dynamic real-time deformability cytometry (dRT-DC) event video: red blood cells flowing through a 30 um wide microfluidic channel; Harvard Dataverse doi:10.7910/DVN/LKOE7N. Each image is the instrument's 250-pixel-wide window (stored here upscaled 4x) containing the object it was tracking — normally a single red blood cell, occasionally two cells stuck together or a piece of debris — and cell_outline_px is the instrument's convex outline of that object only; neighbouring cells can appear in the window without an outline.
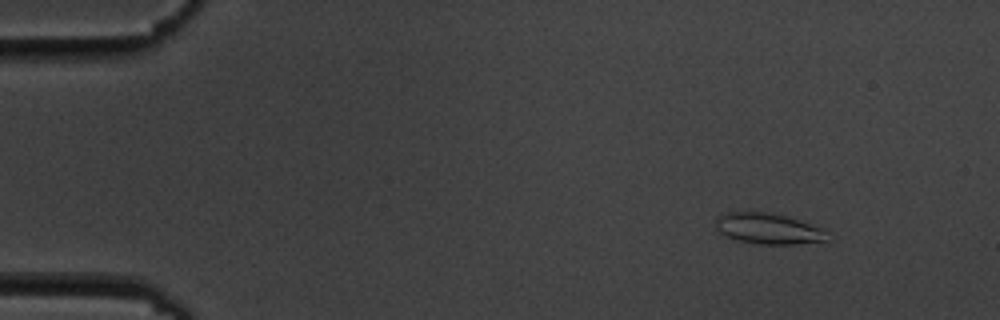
{"species": "common noctule bat (a hibernating species)", "species_latin": "Nyctalus noctula", "temperature_condition": "cold", "stored_images_in_passage": 5, "camera_frame_rate_fps": 3000, "um_per_image_px": 0.085, "animal": {"sex": "male", "body_mass_g": 19.5, "forearm_length_mm": 54.6}, "frame": {"image": 1, "passage_image": 2, "time_ms": 1.333, "image_size_px": [1000, 320], "cell_outline_px": [[824, 240], [796, 244], [760, 244], [740, 240], [728, 236], [720, 232], [716, 228], [716, 216], [728, 212], [768, 212], [784, 216], [824, 228]], "centroid_in_image_um": [65.24, 19.42], "position_along_channel_um": 19.8, "area_um2": 19.48}}
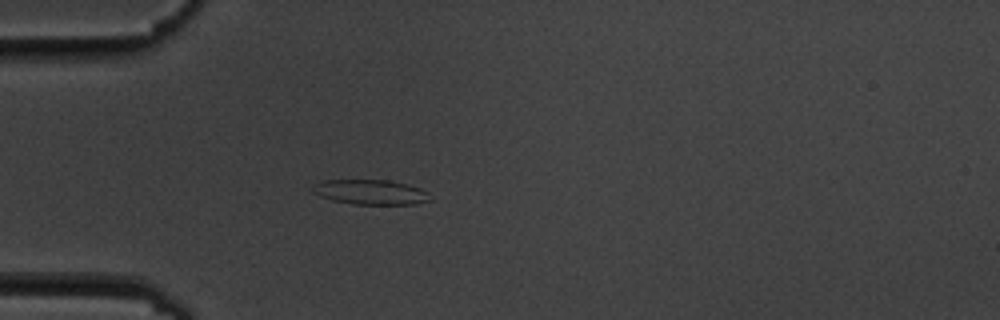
{"frame": {"image": 2, "passage_image": 5, "time_ms": 4.667, "image_size_px": [1000, 320], "cell_outline_px": [[432, 200], [416, 204], [352, 204], [332, 200], [320, 196], [312, 192], [312, 184], [324, 180], [388, 180], [408, 184], [420, 188]], "centroid_in_image_um": [31.45, 16.32], "position_along_channel_um": 53.5, "area_um2": 16.99}}